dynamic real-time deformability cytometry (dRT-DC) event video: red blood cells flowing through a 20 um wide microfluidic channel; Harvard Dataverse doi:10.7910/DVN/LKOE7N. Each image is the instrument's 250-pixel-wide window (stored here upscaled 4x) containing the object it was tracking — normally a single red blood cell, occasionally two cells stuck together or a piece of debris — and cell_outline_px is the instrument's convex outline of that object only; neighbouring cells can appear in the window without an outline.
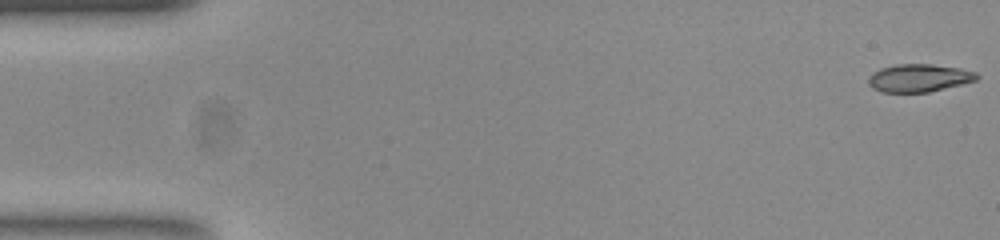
{"species": "common noctule bat (a hibernating species)", "species_latin": "Nyctalus noctula", "temperature_condition": "room temperature", "stored_images_in_passage": 15, "camera_frame_rate_fps": 3000, "um_per_image_px": 0.085, "animal": {"sex": "female", "body_mass_g": 23.0, "forearm_length_mm": 53.4}, "frame": {"image": 1, "passage_image": 1, "time_ms": 0.0, "image_size_px": [1000, 240], "cell_outline_px": [[980, 76], [976, 80], [928, 92], [884, 92], [872, 88], [868, 84], [868, 76], [872, 72], [880, 68], [896, 64], [932, 64], [960, 68], [976, 72]], "centroid_in_image_um": [78.08, 6.61], "position_along_channel_um": 6.9, "area_um2": 17.57}}
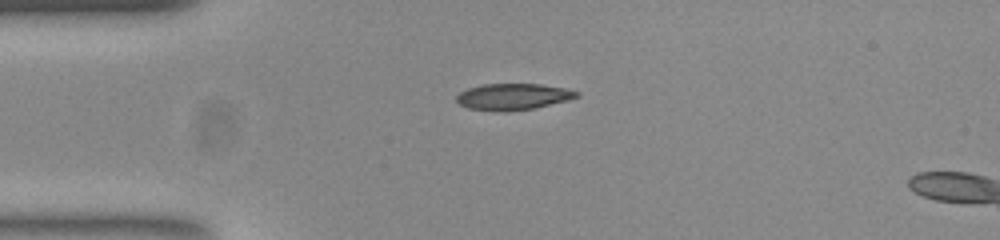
{"frame": {"image": 2, "passage_image": 13, "time_ms": 4.0, "image_size_px": [1000, 240], "cell_outline_px": [[580, 96], [568, 100], [532, 108], [468, 108], [460, 104], [456, 100], [456, 96], [460, 92], [468, 88], [484, 84], [540, 84], [564, 88], [580, 92]], "centroid_in_image_um": [43.66, 8.15], "position_along_channel_um": 41.3, "area_um2": 17.4}}